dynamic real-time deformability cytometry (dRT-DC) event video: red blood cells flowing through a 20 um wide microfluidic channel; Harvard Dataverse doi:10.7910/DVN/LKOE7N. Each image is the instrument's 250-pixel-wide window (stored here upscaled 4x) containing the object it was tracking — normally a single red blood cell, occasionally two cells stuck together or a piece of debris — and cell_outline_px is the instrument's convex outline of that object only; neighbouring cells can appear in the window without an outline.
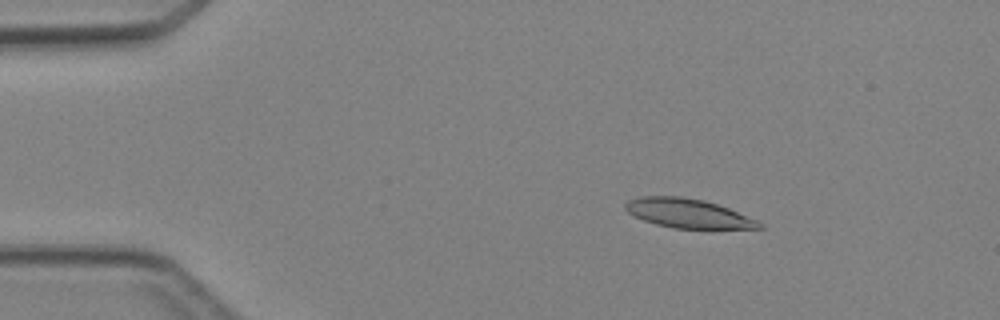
{"species": "Egyptian fruit bat (a non-hibernating species)", "species_latin": "Rousettus aegyptiacus", "temperature_condition": "cold", "stored_images_in_passage": 3, "camera_frame_rate_fps": 3000, "um_per_image_px": 0.085, "animal": {"sex": "female"}, "frame": {"image": 1, "passage_image": 2, "time_ms": 1.333, "image_size_px": [1000, 320], "cell_outline_px": [[764, 228], [676, 228], [656, 224], [644, 220], [628, 212], [624, 208], [624, 204], [628, 200], [640, 196], [680, 196], [704, 200], [728, 208], [756, 220], [764, 224]], "centroid_in_image_um": [58.45, 18.12], "position_along_channel_um": 26.5, "area_um2": 22.43}}